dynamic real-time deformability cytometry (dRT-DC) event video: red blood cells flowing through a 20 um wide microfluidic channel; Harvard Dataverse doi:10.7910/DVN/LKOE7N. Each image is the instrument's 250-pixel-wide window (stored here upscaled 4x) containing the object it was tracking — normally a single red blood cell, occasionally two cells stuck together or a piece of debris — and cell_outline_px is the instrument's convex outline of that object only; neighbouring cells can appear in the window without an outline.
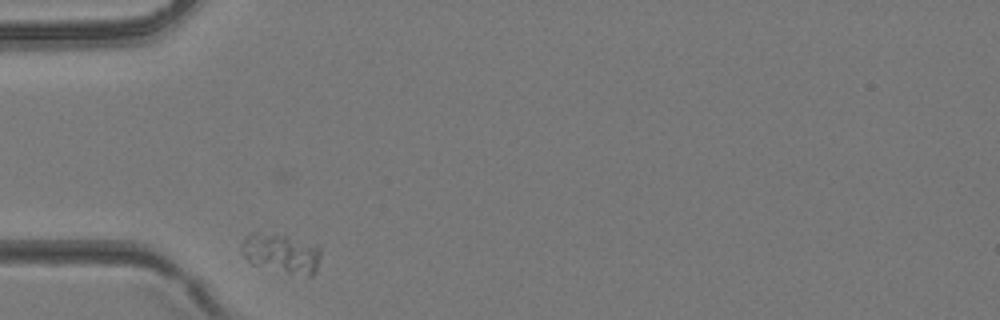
{"species": "common noctule bat (a hibernating species)", "species_latin": "Nyctalus noctula", "temperature_condition": "room temperature", "stored_images_in_passage": 13, "camera_frame_rate_fps": 3000, "um_per_image_px": 0.085, "animal": {"sex": "female", "body_mass_g": 24.6, "forearm_length_mm": 56.2}, "frame": {"image": 1, "passage_image": 1, "time_ms": 0.0, "image_size_px": [1000, 320], "cell_outline_px": [[320, 256], [316, 268], [312, 276], [308, 276], [288, 272], [252, 264], [240, 252], [240, 244], [252, 232], [256, 232], [316, 244], [320, 248]], "centroid_in_image_um": [23.89, 21.55], "position_along_channel_um": 61.1, "area_um2": 17.46}}
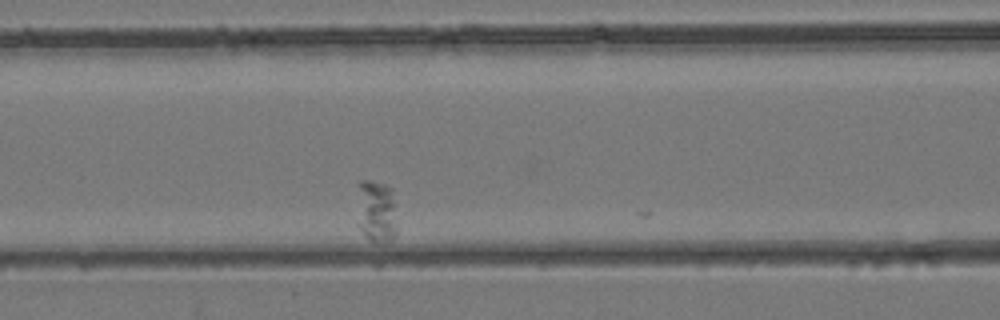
{"frame": {"image": 2, "passage_image": 7, "time_ms": 2.0, "image_size_px": [1000, 320], "cell_outline_px": [[396, 232], [388, 240], [376, 244], [368, 240], [364, 236], [360, 228], [356, 184], [360, 180], [368, 180], [384, 184], [392, 188], [396, 204]], "centroid_in_image_um": [31.99, 17.92], "position_along_channel_um": 134.6, "area_um2": 15.03}}
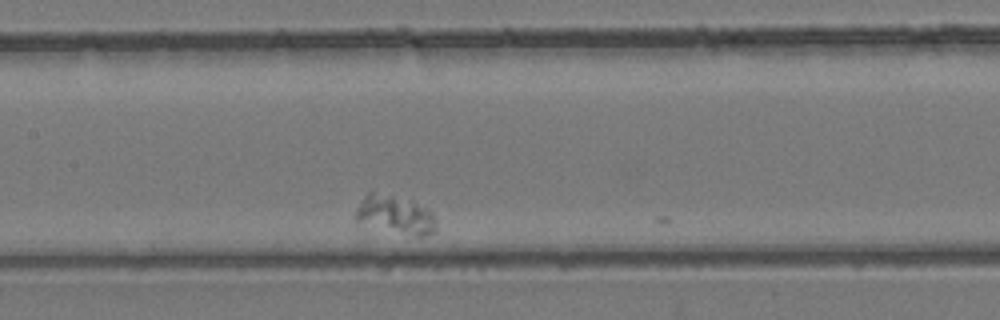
{"frame": {"image": 3, "passage_image": 10, "time_ms": 3.0, "image_size_px": [1000, 320], "cell_outline_px": [[436, 228], [432, 232], [424, 236], [416, 236], [356, 220], [356, 212], [364, 196], [368, 192], [372, 192], [412, 200], [428, 208], [432, 212], [436, 220]], "centroid_in_image_um": [33.68, 18.22], "position_along_channel_um": 173.7, "area_um2": 17.17}}